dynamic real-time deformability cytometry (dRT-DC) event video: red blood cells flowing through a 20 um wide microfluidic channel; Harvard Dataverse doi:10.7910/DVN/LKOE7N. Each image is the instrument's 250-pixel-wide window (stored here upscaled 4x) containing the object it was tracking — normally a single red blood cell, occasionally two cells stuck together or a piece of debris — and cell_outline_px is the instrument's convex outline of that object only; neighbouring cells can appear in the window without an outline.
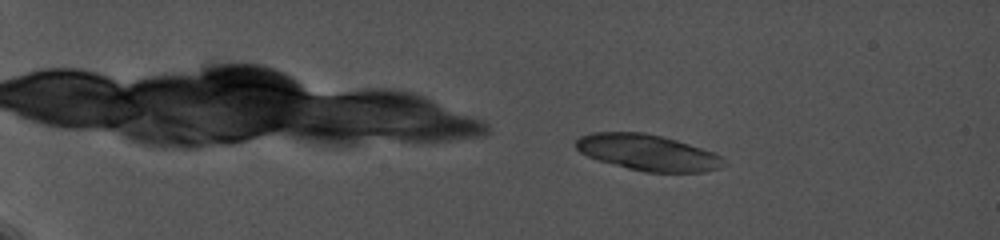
{"species": "common noctule bat (a hibernating species)", "species_latin": "Nyctalus noctula", "temperature_condition": "cold", "stored_images_in_passage": 33, "camera_frame_rate_fps": 5000, "um_per_image_px": 0.085, "animal": {"sex": "female", "body_mass_g": 19.0, "forearm_length_mm": 56.7}, "frame": {"image": 1, "passage_image": 10, "time_ms": 1.6, "image_size_px": [1000, 240], "cell_outline_px": [[724, 164], [720, 168], [704, 172], [644, 172], [628, 168], [600, 160], [588, 156], [580, 152], [576, 148], [576, 140], [580, 136], [592, 132], [644, 132], [676, 140], [712, 152], [720, 156], [724, 160]], "centroid_in_image_um": [55.04, 12.96], "position_along_channel_um": 30.0, "area_um2": 30.69}}